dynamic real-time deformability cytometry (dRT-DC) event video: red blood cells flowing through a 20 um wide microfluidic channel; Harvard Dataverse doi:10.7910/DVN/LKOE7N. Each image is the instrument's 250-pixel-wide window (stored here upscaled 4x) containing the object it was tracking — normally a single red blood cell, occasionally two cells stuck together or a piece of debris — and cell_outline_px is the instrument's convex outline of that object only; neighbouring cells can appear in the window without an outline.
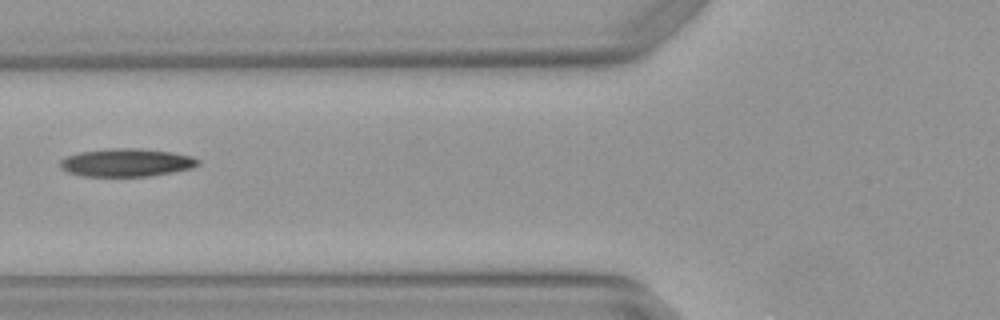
{"species": "Egyptian fruit bat (a non-hibernating species)", "species_latin": "Rousettus aegyptiacus", "temperature_condition": "warm", "stored_images_in_passage": 2, "camera_frame_rate_fps": 3000, "um_per_image_px": 0.085, "animal": {"sex": "female"}, "frame": {"image": 1, "passage_image": 2, "time_ms": 0.333, "image_size_px": [1000, 320], "cell_outline_px": [[200, 164], [192, 168], [172, 172], [148, 176], [84, 176], [68, 172], [60, 168], [60, 160], [68, 156], [80, 152], [112, 148], [136, 148], [172, 152], [192, 156], [200, 160]], "centroid_in_image_um": [10.77, 13.82], "position_along_channel_um": 115.0, "area_um2": 22.43}}